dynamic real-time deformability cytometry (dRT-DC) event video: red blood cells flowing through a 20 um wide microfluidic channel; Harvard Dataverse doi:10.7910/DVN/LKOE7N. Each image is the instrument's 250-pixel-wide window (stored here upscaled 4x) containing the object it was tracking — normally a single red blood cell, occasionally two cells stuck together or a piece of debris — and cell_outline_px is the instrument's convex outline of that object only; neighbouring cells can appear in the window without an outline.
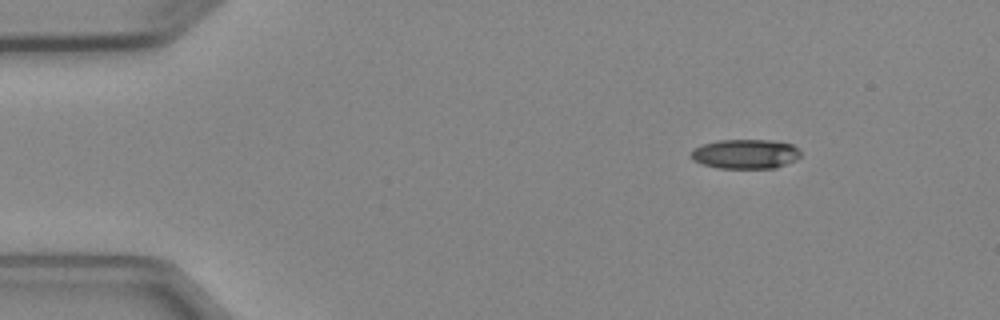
{"species": "Egyptian fruit bat (a non-hibernating species)", "species_latin": "Rousettus aegyptiacus", "temperature_condition": "cold", "stored_images_in_passage": 4, "camera_frame_rate_fps": 3000, "um_per_image_px": 0.085, "animal": {"sex": "female"}, "frame": {"image": 1, "passage_image": 1, "time_ms": 0.0, "image_size_px": [1000, 320], "cell_outline_px": [[800, 156], [796, 160], [776, 168], [720, 168], [704, 164], [692, 160], [692, 152], [696, 148], [704, 144], [720, 140], [772, 140], [792, 144], [800, 152]], "centroid_in_image_um": [63.4, 13.09], "position_along_channel_um": 21.6, "area_um2": 18.61}}
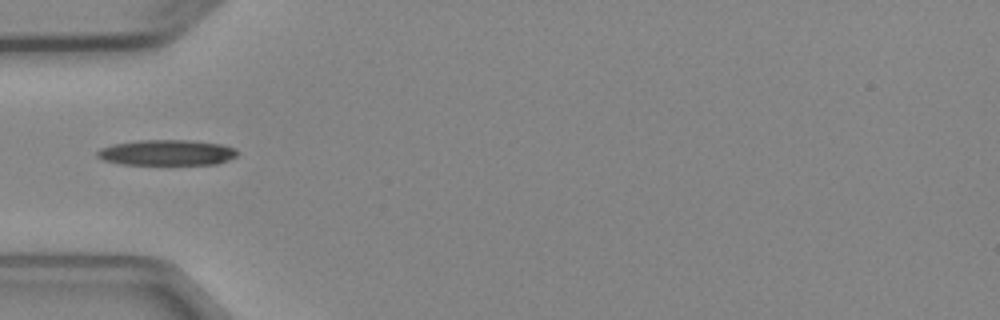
{"frame": {"image": 2, "passage_image": 4, "time_ms": 3.333, "image_size_px": [1000, 320], "cell_outline_px": [[236, 156], [228, 160], [216, 164], [120, 164], [104, 160], [96, 156], [96, 152], [100, 148], [112, 144], [136, 140], [192, 140], [220, 144], [236, 148]], "centroid_in_image_um": [14.14, 12.96], "position_along_channel_um": 70.9, "area_um2": 20.92}}